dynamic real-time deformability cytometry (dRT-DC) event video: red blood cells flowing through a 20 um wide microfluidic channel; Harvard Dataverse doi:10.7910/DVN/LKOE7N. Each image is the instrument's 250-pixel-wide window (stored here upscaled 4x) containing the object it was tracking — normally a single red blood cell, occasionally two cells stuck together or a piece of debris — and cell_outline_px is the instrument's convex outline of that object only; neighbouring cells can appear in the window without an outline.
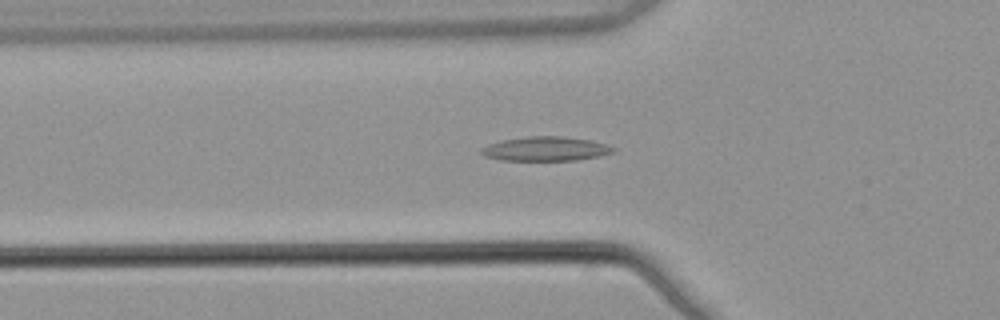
{"species": "common noctule bat (a hibernating species)", "species_latin": "Nyctalus noctula", "temperature_condition": "warm", "stored_images_in_passage": 53, "camera_frame_rate_fps": 3000, "um_per_image_px": 0.085, "animal": {"sex": "male", "body_mass_g": 21.5, "forearm_length_mm": 52.0}, "frame": {"image": 1, "passage_image": 19, "time_ms": 6.0, "image_size_px": [1000, 320], "cell_outline_px": [[616, 148], [612, 152], [600, 156], [576, 160], [500, 160], [484, 156], [480, 152], [480, 148], [488, 144], [500, 140], [528, 136], [560, 136], [592, 140]], "centroid_in_image_um": [46.33, 12.64], "position_along_channel_um": 79.5, "area_um2": 18.67}}
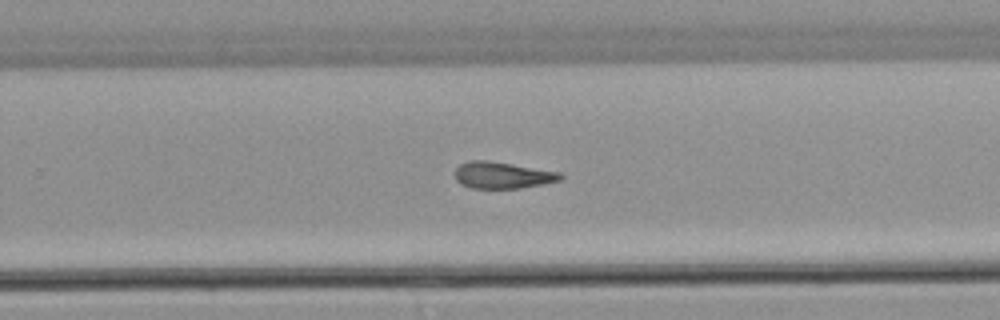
{"frame": {"image": 2, "passage_image": 35, "time_ms": 11.333, "image_size_px": [1000, 320], "cell_outline_px": [[564, 176], [560, 180], [544, 184], [520, 188], [472, 188], [460, 184], [456, 180], [456, 168], [460, 164], [468, 160], [488, 160], [560, 172]], "centroid_in_image_um": [42.7, 14.89], "position_along_channel_um": 287.1, "area_um2": 16.36}}
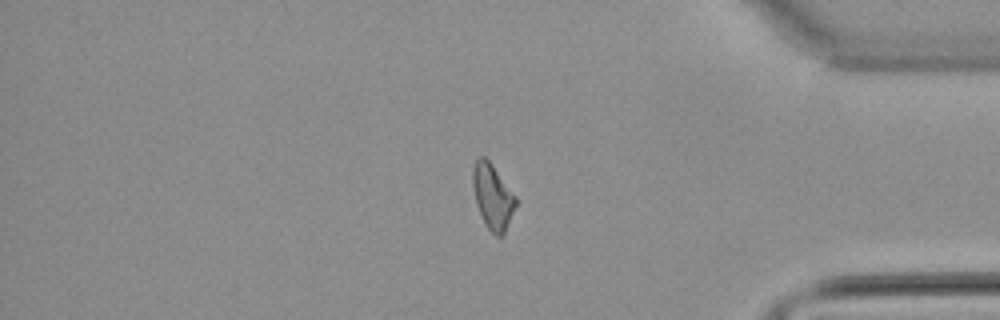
{"frame": {"image": 3, "passage_image": 45, "time_ms": 14.667, "image_size_px": [1000, 320], "cell_outline_px": [[516, 204], [504, 236], [496, 236], [488, 228], [476, 204], [472, 188], [472, 168], [476, 160], [480, 156], [484, 156], [492, 164], [516, 196]], "centroid_in_image_um": [41.86, 16.69], "position_along_channel_um": 393.3, "area_um2": 16.24}}